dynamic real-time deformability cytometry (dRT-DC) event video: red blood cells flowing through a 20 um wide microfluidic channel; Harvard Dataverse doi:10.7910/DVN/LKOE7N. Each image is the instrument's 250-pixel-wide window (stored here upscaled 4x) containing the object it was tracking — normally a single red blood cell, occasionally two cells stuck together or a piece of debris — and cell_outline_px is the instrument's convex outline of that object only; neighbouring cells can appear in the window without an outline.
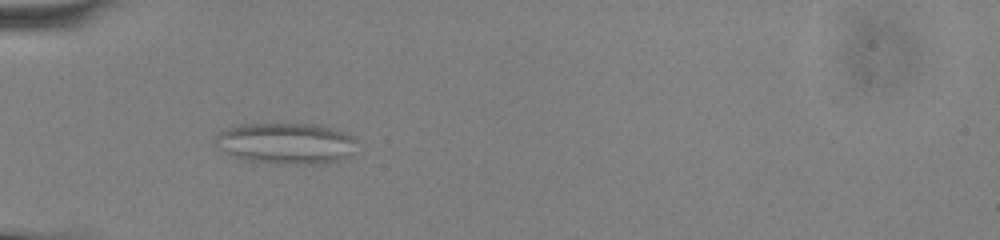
{"species": "common noctule bat (a hibernating species)", "species_latin": "Nyctalus noctula", "temperature_condition": "cold", "stored_images_in_passage": 54, "camera_frame_rate_fps": 3000, "um_per_image_px": 0.085, "animal": {"sex": "male", "body_mass_g": 13.0, "forearm_length_mm": 53.1}, "frame": {"image": 1, "passage_image": 19, "time_ms": 6.0, "image_size_px": [1000, 240], "cell_outline_px": [[356, 140], [352, 152], [348, 156], [336, 160], [320, 164], [284, 164], [244, 160], [224, 152], [220, 148], [216, 140], [216, 136], [224, 128], [240, 124], [300, 120], [320, 124], [336, 128], [348, 132]], "centroid_in_image_um": [24.33, 12.11], "position_along_channel_um": 60.7, "area_um2": 35.2}}
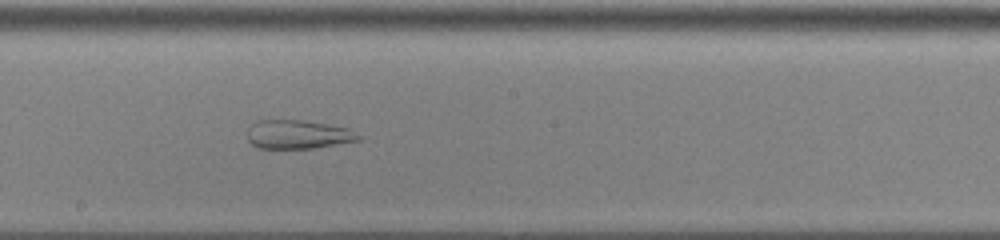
{"frame": {"image": 2, "passage_image": 32, "time_ms": 10.333, "image_size_px": [1000, 240], "cell_outline_px": [[364, 136], [360, 140], [312, 148], [260, 148], [252, 144], [248, 140], [248, 128], [252, 124], [260, 120], [304, 120], [348, 128]], "centroid_in_image_um": [25.36, 11.42], "position_along_channel_um": 222.8, "area_um2": 18.55}}
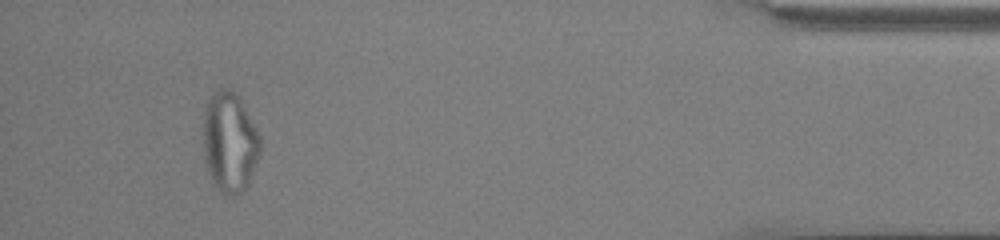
{"frame": {"image": 3, "passage_image": 51, "time_ms": 16.667, "image_size_px": [1000, 240], "cell_outline_px": [[260, 152], [248, 184], [244, 192], [232, 200], [220, 192], [212, 184], [204, 160], [204, 108], [208, 100], [220, 88], [232, 88], [236, 92], [260, 136]], "centroid_in_image_um": [19.51, 12.16], "position_along_channel_um": 415.7, "area_um2": 33.64}}